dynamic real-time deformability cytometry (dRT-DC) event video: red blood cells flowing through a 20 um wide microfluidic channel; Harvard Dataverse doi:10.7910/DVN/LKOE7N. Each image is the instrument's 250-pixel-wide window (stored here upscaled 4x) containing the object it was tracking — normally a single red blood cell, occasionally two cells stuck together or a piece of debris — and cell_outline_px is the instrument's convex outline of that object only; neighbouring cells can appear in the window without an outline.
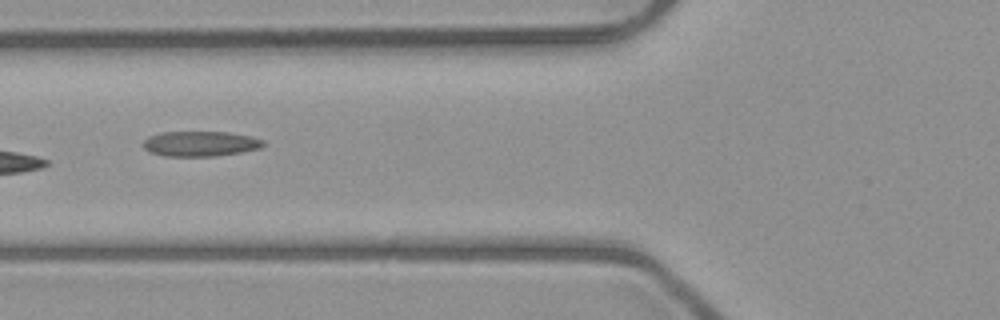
{"species": "common noctule bat (a hibernating species)", "species_latin": "Nyctalus noctula", "temperature_condition": "room temperature", "stored_images_in_passage": 8, "camera_frame_rate_fps": 3000, "um_per_image_px": 0.085, "animal": {"sex": "male", "body_mass_g": 23.1, "forearm_length_mm": 52.7}, "frame": {"image": 1, "passage_image": 7, "time_ms": 7.0, "image_size_px": [1000, 320], "cell_outline_px": [[264, 144], [260, 148], [240, 152], [216, 156], [164, 156], [148, 152], [144, 148], [144, 140], [148, 136], [160, 132], [228, 132], [252, 136], [264, 140]], "centroid_in_image_um": [17.01, 12.21], "position_along_channel_um": 108.8, "area_um2": 17.69}}
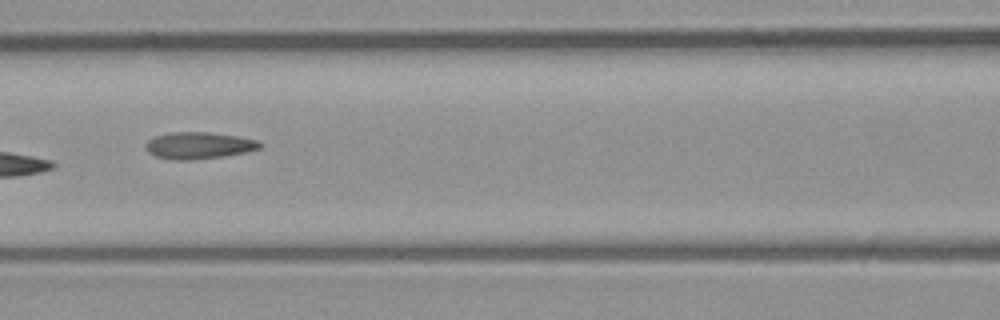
{"frame": {"image": 2, "passage_image": 8, "time_ms": 8.0, "image_size_px": [1000, 320], "cell_outline_px": [[264, 144], [260, 148], [244, 152], [224, 156], [192, 160], [176, 160], [156, 156], [148, 152], [144, 144], [148, 140], [156, 136], [168, 132], [208, 132], [236, 136], [256, 140]], "centroid_in_image_um": [16.88, 12.36], "position_along_channel_um": 149.7, "area_um2": 17.74}}